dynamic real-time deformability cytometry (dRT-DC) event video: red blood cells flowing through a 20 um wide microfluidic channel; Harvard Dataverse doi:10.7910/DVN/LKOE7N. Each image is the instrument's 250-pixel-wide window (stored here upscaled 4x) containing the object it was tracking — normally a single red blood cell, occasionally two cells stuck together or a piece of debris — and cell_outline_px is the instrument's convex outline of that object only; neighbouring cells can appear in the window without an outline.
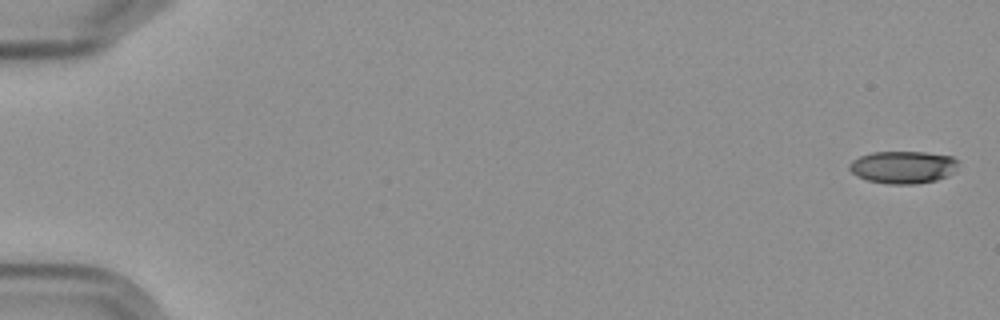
{"species": "Egyptian fruit bat (a non-hibernating species)", "species_latin": "Rousettus aegyptiacus", "temperature_condition": "cold", "stored_images_in_passage": 6, "camera_frame_rate_fps": 3000, "um_per_image_px": 0.085, "frame": {"image": 1, "passage_image": 1, "time_ms": 0.0, "image_size_px": [1000, 320], "cell_outline_px": [[956, 164], [952, 172], [948, 176], [936, 180], [912, 184], [888, 184], [868, 180], [856, 176], [848, 168], [848, 164], [852, 160], [860, 156], [872, 152], [924, 152], [952, 156], [956, 160]], "centroid_in_image_um": [76.7, 14.21], "position_along_channel_um": 8.3, "area_um2": 20.46}}